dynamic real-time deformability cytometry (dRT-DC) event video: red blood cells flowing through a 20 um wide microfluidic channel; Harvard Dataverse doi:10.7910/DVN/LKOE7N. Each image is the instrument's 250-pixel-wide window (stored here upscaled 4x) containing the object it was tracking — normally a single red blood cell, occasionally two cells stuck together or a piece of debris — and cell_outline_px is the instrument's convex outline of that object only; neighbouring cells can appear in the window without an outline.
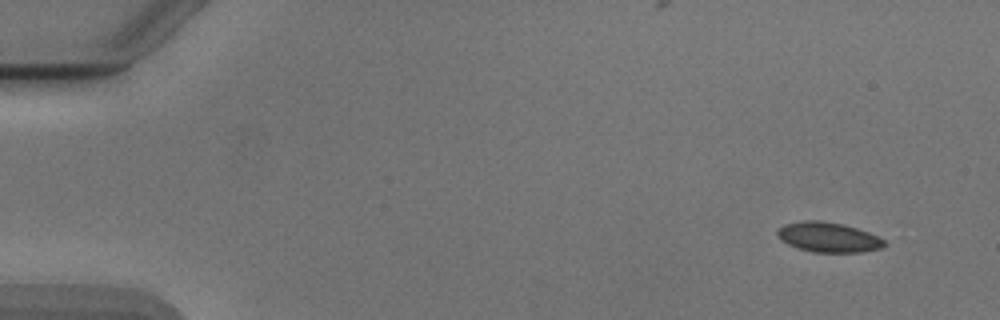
{"species": "Egyptian fruit bat (a non-hibernating species)", "species_latin": "Rousettus aegyptiacus", "temperature_condition": "cold", "stored_images_in_passage": 50, "camera_frame_rate_fps": 3000, "um_per_image_px": 0.085, "animal": {"sex": "male"}, "frame": {"image": 1, "passage_image": 1, "time_ms": 0.0, "image_size_px": [1000, 320], "cell_outline_px": [[888, 244], [884, 248], [860, 252], [812, 252], [796, 248], [780, 240], [776, 236], [776, 228], [784, 224], [804, 220], [820, 220], [840, 224], [856, 228], [880, 236]], "centroid_in_image_um": [70.39, 20.17], "position_along_channel_um": 14.6, "area_um2": 18.96}}
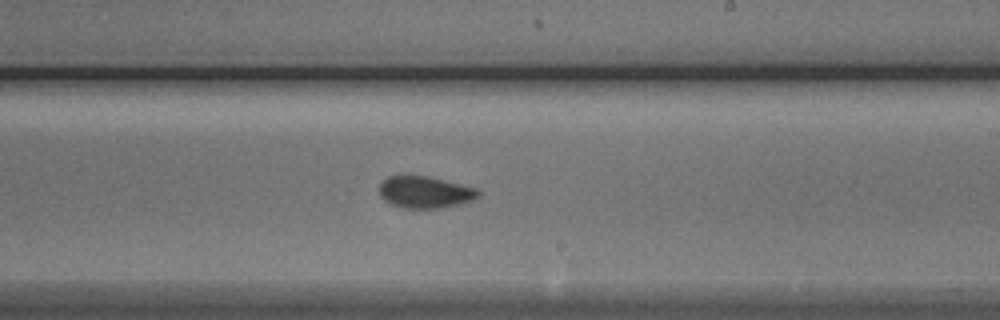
{"frame": {"image": 2, "passage_image": 29, "time_ms": 9.333, "image_size_px": [1000, 320], "cell_outline_px": [[480, 196], [472, 200], [460, 204], [440, 208], [400, 208], [384, 200], [380, 196], [380, 184], [388, 176], [400, 172], [408, 172], [428, 176], [476, 188], [480, 192]], "centroid_in_image_um": [36.07, 16.29], "position_along_channel_um": 252.9, "area_um2": 18.96}}
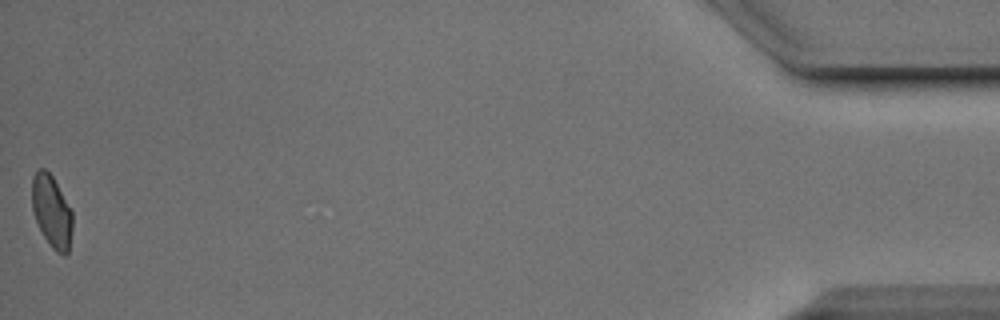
{"frame": {"image": 3, "passage_image": 50, "time_ms": 16.333, "image_size_px": [1000, 320], "cell_outline_px": [[72, 228], [68, 252], [64, 256], [56, 252], [52, 248], [44, 236], [36, 220], [32, 208], [32, 176], [40, 168], [44, 168], [52, 176], [72, 212]], "centroid_in_image_um": [4.39, 17.98], "position_along_channel_um": 430.8, "area_um2": 16.76}, "authors_computed_cell_mechanics": {"area_um2": 18.3515, "velocity_mm_per_s": 3.889, "shape_relaxation_time_tau1_ms": 2.4739, "shape_relaxation_time_tau2_ms": 1.3771, "deformation_change_tau1": 0.0697, "deformation_change_tau2": 0.0408}}